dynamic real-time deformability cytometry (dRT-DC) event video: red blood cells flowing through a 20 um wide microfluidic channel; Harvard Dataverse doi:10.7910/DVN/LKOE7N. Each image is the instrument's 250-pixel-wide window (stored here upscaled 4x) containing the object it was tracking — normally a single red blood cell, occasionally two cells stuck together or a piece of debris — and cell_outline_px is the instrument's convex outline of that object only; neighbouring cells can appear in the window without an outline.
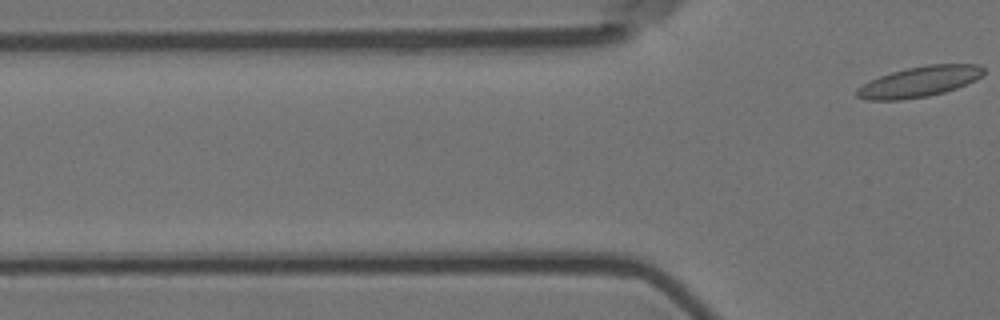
{"species": "Egyptian fruit bat (a non-hibernating species)", "species_latin": "Rousettus aegyptiacus", "temperature_condition": "room temperature", "stored_images_in_passage": 2, "camera_frame_rate_fps": 3000, "um_per_image_px": 0.085, "animal": {"sex": "female"}, "frame": {"image": 1, "passage_image": 2, "time_ms": 0.333, "image_size_px": [1000, 320], "cell_outline_px": [[984, 72], [976, 80], [956, 88], [944, 92], [928, 96], [900, 100], [868, 100], [856, 96], [856, 88], [880, 76], [892, 72], [908, 68], [928, 64], [980, 64], [984, 68]], "centroid_in_image_um": [78.16, 6.94], "position_along_channel_um": 47.6, "area_um2": 22.43}}